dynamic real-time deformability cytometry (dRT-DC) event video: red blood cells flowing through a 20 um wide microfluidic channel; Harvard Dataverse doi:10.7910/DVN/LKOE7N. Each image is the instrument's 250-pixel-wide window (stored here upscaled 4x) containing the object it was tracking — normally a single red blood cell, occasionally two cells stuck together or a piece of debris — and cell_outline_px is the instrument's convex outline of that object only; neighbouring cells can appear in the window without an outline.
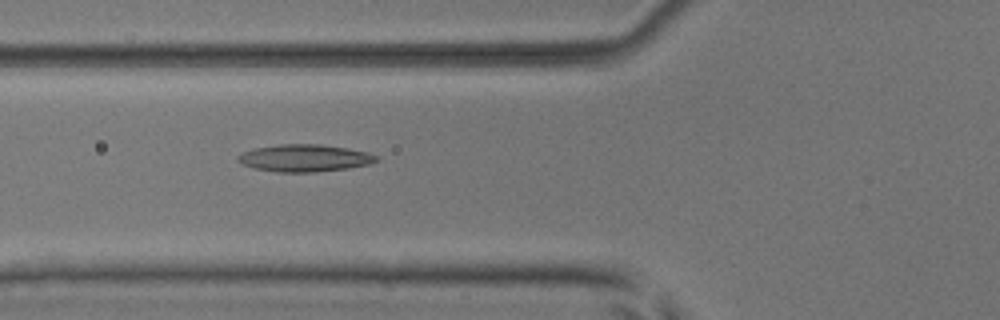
{"species": "common noctule bat (a hibernating species)", "species_latin": "Nyctalus noctula", "temperature_condition": "room temperature", "stored_images_in_passage": 37, "camera_frame_rate_fps": 3000, "um_per_image_px": 0.085, "animal": {"sex": "male", "body_mass_g": 17.9, "forearm_length_mm": 54.2}, "frame": {"image": 1, "passage_image": 5, "time_ms": 1.333, "image_size_px": [1000, 320], "cell_outline_px": [[380, 160], [368, 164], [348, 168], [312, 172], [276, 172], [256, 168], [244, 164], [236, 160], [236, 156], [252, 148], [280, 144], [320, 144], [348, 148], [368, 152], [376, 156]], "centroid_in_image_um": [25.88, 13.42], "position_along_channel_um": 99.9, "area_um2": 21.91}}
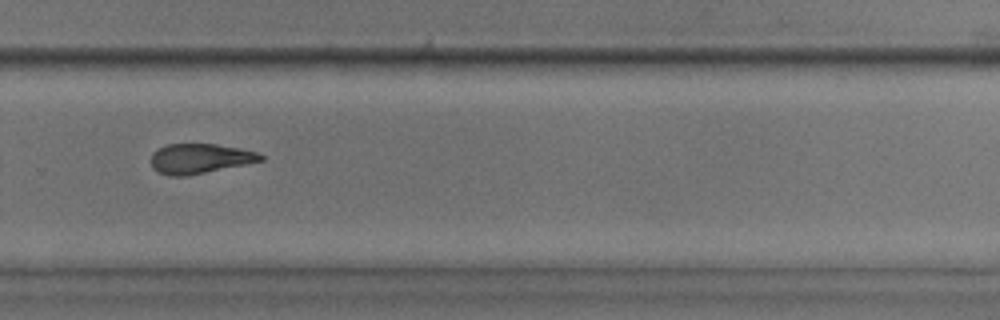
{"frame": {"image": 2, "passage_image": 21, "time_ms": 6.667, "image_size_px": [1000, 320], "cell_outline_px": [[264, 160], [184, 176], [168, 176], [156, 172], [152, 168], [152, 152], [168, 144], [216, 144], [240, 148], [256, 152], [264, 156]], "centroid_in_image_um": [16.95, 13.48], "position_along_channel_um": 312.8, "area_um2": 18.84}}
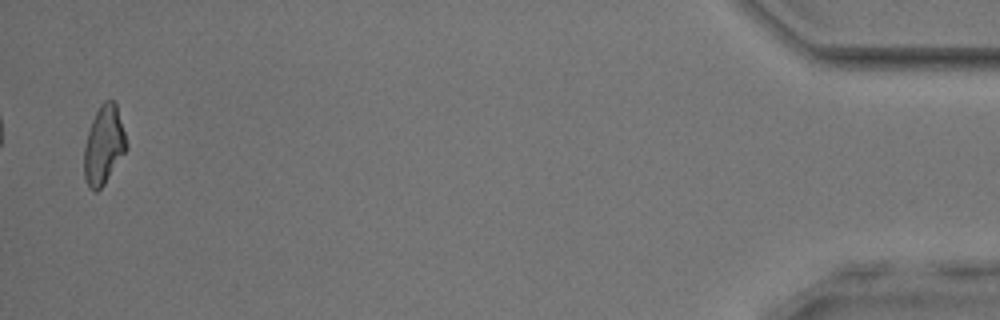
{"frame": {"image": 3, "passage_image": 36, "time_ms": 11.667, "image_size_px": [1000, 320], "cell_outline_px": [[128, 148], [104, 184], [96, 192], [88, 188], [84, 180], [84, 148], [88, 132], [92, 120], [100, 104], [104, 100], [116, 100], [128, 144]], "centroid_in_image_um": [8.83, 12.32], "position_along_channel_um": 426.4, "area_um2": 19.59}, "authors_computed_cell_mechanics": {"area_um2": 19.7676, "velocity_mm_per_s": 3.9975, "shape_relaxation_time_tau1_ms": null, "shape_relaxation_time_tau2_ms": 7.0379, "deformation_change_tau1": null, "deformation_change_tau2": 0.188}}